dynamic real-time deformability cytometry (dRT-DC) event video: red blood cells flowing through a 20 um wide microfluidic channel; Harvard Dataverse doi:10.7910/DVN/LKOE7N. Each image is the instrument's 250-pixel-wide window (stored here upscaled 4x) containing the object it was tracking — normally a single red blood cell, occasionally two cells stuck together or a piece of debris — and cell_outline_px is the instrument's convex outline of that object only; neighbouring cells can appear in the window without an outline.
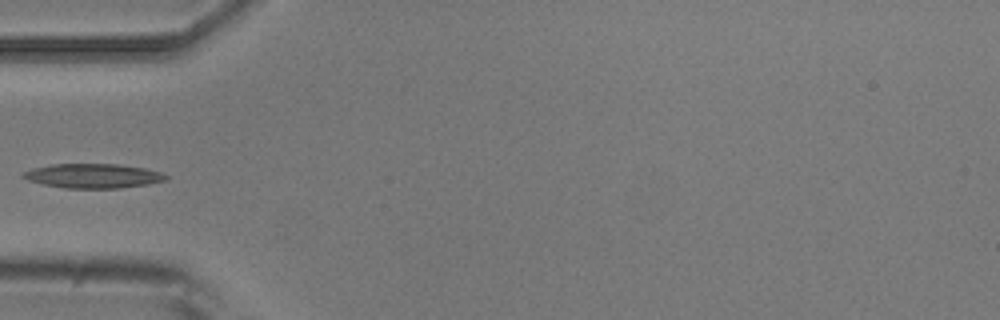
{"species": "common noctule bat (a hibernating species)", "species_latin": "Nyctalus noctula", "temperature_condition": "room temperature", "stored_images_in_passage": 6, "camera_frame_rate_fps": 3000, "um_per_image_px": 0.085, "animal": {"sex": "male", "body_mass_g": 20.5, "forearm_length_mm": 52.5}, "frame": {"image": 1, "passage_image": 6, "time_ms": 5.667, "image_size_px": [1000, 320], "cell_outline_px": [[168, 180], [148, 184], [120, 188], [64, 188], [44, 184], [28, 180], [20, 176], [24, 172], [32, 168], [52, 164], [116, 164], [144, 168], [160, 172], [168, 176]], "centroid_in_image_um": [7.91, 14.95], "position_along_channel_um": 77.1, "area_um2": 20.23}}